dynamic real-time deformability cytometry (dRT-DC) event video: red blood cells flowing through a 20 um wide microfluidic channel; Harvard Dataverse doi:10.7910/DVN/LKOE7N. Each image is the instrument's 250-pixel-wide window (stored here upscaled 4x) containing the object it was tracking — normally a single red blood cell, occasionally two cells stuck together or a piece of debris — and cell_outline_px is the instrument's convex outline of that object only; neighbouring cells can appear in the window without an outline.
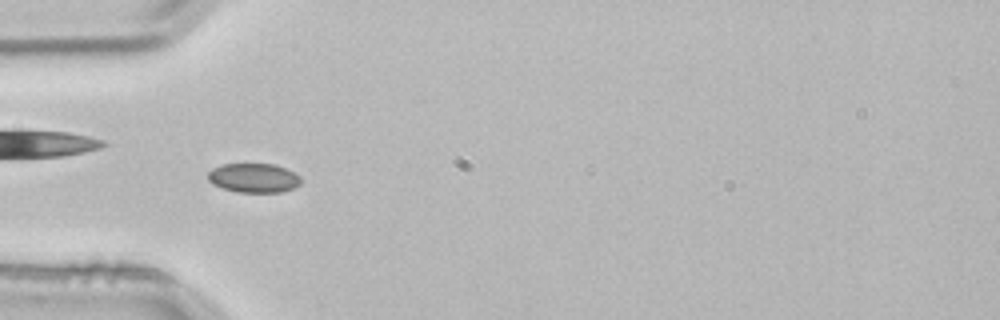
{"species": "common noctule bat (a hibernating species)", "species_latin": "Nyctalus noctula", "temperature_condition": "room temperature", "stored_images_in_passage": 53, "camera_frame_rate_fps": 3000, "um_per_image_px": 0.085, "animal": {"sex": "male", "body_mass_g": 21.5, "forearm_length_mm": 52.0}, "frame": {"image": 1, "passage_image": 16, "time_ms": 5.0, "image_size_px": [1000, 320], "cell_outline_px": [[300, 184], [292, 188], [280, 192], [236, 192], [212, 184], [208, 180], [208, 172], [212, 168], [224, 164], [276, 164], [300, 176]], "centroid_in_image_um": [21.54, 15.12], "position_along_channel_um": 63.5, "area_um2": 15.72}, "authors_computed_cell_mechanics": {"area_um2": 15.8372, "velocity_mm_per_s": 3.8174, "shape_relaxation_time_tau1_ms": null, "shape_relaxation_time_tau2_ms": 4.8902, "deformation_change_tau1": null, "deformation_change_tau2": 0.0576}}